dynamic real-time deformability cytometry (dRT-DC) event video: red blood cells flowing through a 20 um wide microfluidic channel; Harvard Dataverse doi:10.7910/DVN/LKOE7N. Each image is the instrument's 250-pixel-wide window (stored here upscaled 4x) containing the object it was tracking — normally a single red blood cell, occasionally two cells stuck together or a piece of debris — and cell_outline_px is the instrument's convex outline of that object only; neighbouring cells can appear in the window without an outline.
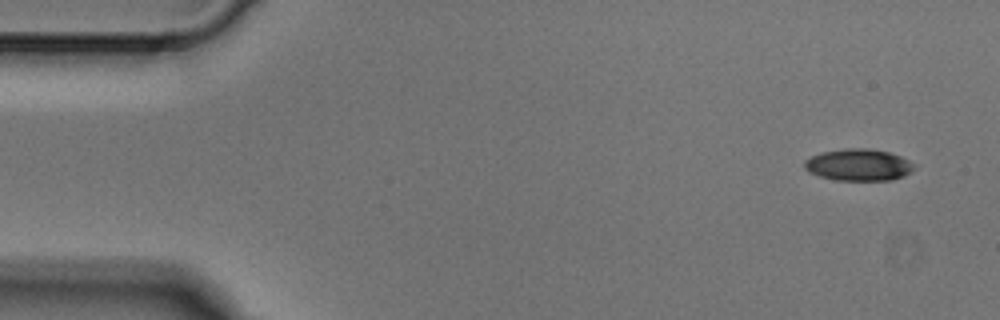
{"species": "Egyptian fruit bat (a non-hibernating species)", "species_latin": "Rousettus aegyptiacus", "temperature_condition": "cold", "stored_images_in_passage": 3, "camera_frame_rate_fps": 3000, "um_per_image_px": 0.085, "animal": {"sex": "male"}, "frame": {"image": 1, "passage_image": 1, "time_ms": 0.0, "image_size_px": [1000, 320], "cell_outline_px": [[912, 168], [904, 176], [892, 180], [836, 180], [820, 176], [808, 172], [804, 168], [804, 160], [820, 152], [844, 148], [868, 148], [888, 152], [900, 156], [908, 160], [912, 164]], "centroid_in_image_um": [72.91, 14.01], "position_along_channel_um": 12.1, "area_um2": 20.23}}